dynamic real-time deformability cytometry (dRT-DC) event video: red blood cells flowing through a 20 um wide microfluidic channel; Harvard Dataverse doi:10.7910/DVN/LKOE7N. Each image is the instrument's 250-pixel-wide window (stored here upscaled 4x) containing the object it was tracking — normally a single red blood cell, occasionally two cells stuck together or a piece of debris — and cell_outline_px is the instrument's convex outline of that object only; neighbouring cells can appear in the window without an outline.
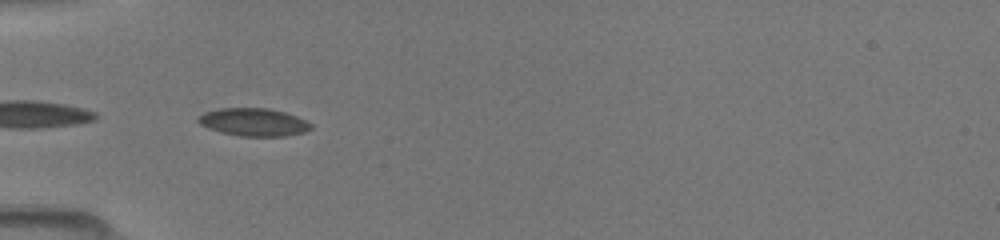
{"species": "common noctule bat (a hibernating species)", "species_latin": "Nyctalus noctula", "temperature_condition": "room temperature", "stored_images_in_passage": 32, "camera_frame_rate_fps": 3000, "um_per_image_px": 0.085, "animal": {"sex": "female", "body_mass_g": 19.5, "forearm_length_mm": 54.1}, "frame": {"image": 1, "passage_image": 16, "time_ms": 5.0, "image_size_px": [1000, 240], "cell_outline_px": [[312, 128], [304, 132], [284, 136], [240, 136], [220, 132], [208, 128], [200, 124], [196, 120], [204, 112], [220, 108], [268, 108], [284, 112], [296, 116], [312, 124]], "centroid_in_image_um": [21.54, 10.38], "position_along_channel_um": 63.5, "area_um2": 18.21}}
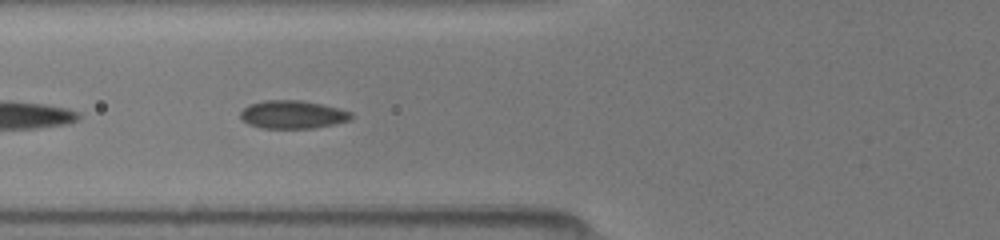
{"frame": {"image": 2, "passage_image": 19, "time_ms": 6.0, "image_size_px": [1000, 240], "cell_outline_px": [[352, 116], [348, 120], [332, 124], [312, 128], [260, 128], [248, 124], [240, 116], [240, 112], [248, 104], [264, 100], [300, 100], [320, 104], [352, 112]], "centroid_in_image_um": [24.81, 9.73], "position_along_channel_um": 101.0, "area_um2": 17.92}}